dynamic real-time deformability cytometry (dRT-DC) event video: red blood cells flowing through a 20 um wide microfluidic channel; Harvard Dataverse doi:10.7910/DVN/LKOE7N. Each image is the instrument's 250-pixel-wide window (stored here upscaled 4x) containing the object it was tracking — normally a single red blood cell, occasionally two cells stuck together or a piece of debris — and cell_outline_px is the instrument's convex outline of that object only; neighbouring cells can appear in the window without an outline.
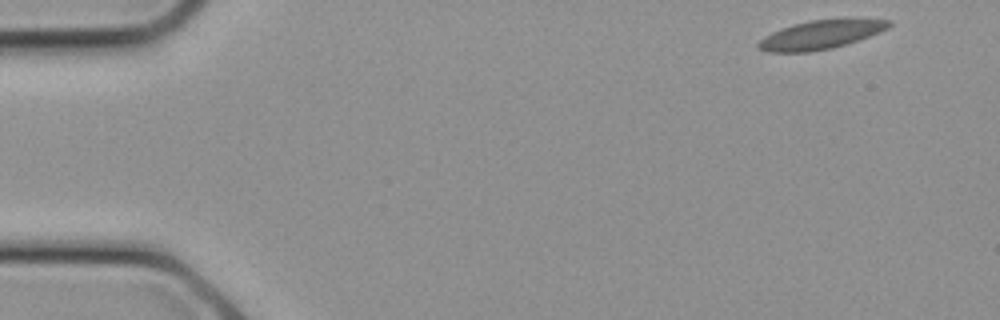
{"species": "common noctule bat (a hibernating species)", "species_latin": "Nyctalus noctula", "temperature_condition": "cold", "stored_images_in_passage": 10, "camera_frame_rate_fps": 3000, "um_per_image_px": 0.085, "animal": {"sex": "female", "body_mass_g": 21.9}, "frame": {"image": 1, "passage_image": 1, "time_ms": 0.0, "image_size_px": [1000, 320], "cell_outline_px": [[892, 24], [888, 28], [880, 32], [832, 48], [808, 52], [768, 52], [756, 48], [756, 44], [764, 36], [772, 32], [792, 24], [812, 20], [844, 16], [892, 20]], "centroid_in_image_um": [69.8, 2.9], "position_along_channel_um": 15.2, "area_um2": 22.48}}
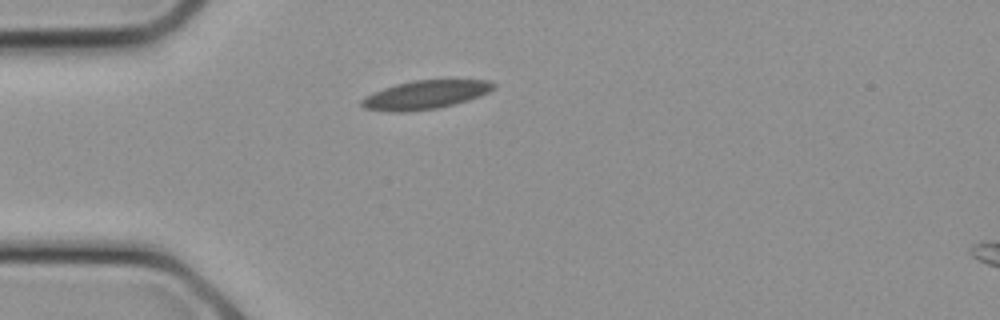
{"frame": {"image": 2, "passage_image": 6, "time_ms": 1.667, "image_size_px": [1000, 320], "cell_outline_px": [[496, 88], [480, 96], [456, 104], [436, 108], [408, 112], [392, 112], [364, 108], [360, 104], [360, 100], [364, 96], [372, 92], [396, 84], [416, 80], [488, 80], [496, 84]], "centroid_in_image_um": [36.14, 8.06], "position_along_channel_um": 48.9, "area_um2": 22.08}}
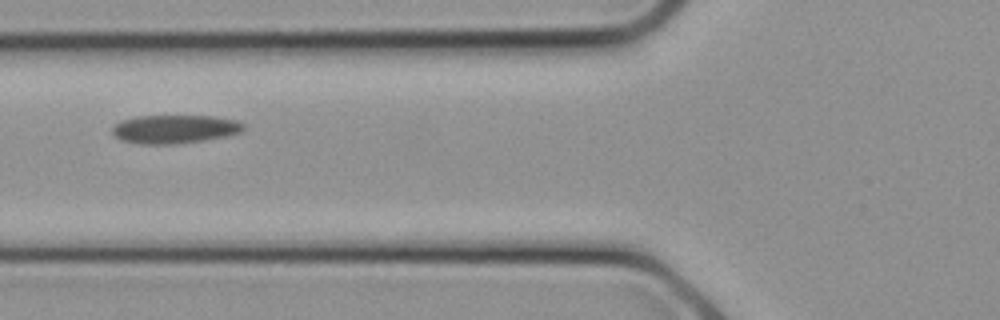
{"frame": {"image": 3, "passage_image": 9, "time_ms": 2.667, "image_size_px": [1000, 320], "cell_outline_px": [[244, 128], [240, 132], [224, 136], [204, 140], [176, 144], [140, 144], [120, 140], [112, 132], [112, 128], [120, 120], [136, 116], [216, 116], [236, 120], [244, 124]], "centroid_in_image_um": [14.82, 10.97], "position_along_channel_um": 111.0, "area_um2": 21.79}}